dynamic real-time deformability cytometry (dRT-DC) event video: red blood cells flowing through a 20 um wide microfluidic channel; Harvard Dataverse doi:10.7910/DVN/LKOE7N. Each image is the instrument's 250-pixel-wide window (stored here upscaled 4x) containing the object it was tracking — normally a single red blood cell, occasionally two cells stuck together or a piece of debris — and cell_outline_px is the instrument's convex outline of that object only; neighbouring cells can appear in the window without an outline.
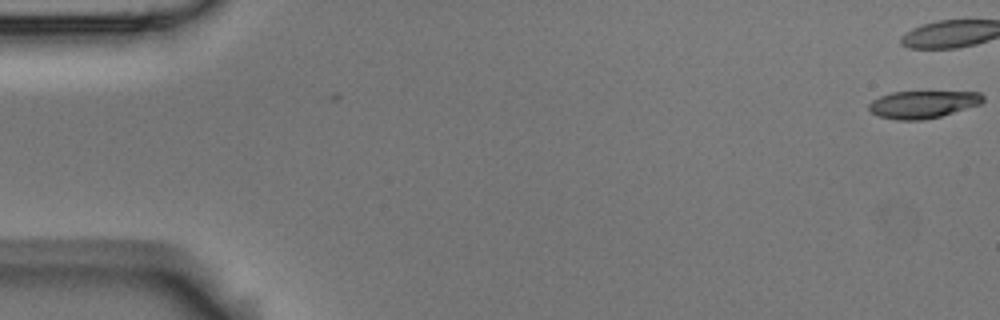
{"species": "Egyptian fruit bat (a non-hibernating species)", "species_latin": "Rousettus aegyptiacus", "temperature_condition": "room temperature", "stored_images_in_passage": 4, "camera_frame_rate_fps": 3000, "um_per_image_px": 0.085, "animal": {"sex": "male"}, "frame": {"image": 1, "passage_image": 1, "time_ms": 0.0, "image_size_px": [1000, 320], "cell_outline_px": [[984, 100], [980, 104], [940, 116], [924, 120], [896, 120], [880, 116], [872, 112], [868, 108], [868, 104], [872, 100], [880, 96], [892, 92], [980, 92], [984, 96]], "centroid_in_image_um": [78.43, 8.87], "position_along_channel_um": 6.6, "area_um2": 18.09}}